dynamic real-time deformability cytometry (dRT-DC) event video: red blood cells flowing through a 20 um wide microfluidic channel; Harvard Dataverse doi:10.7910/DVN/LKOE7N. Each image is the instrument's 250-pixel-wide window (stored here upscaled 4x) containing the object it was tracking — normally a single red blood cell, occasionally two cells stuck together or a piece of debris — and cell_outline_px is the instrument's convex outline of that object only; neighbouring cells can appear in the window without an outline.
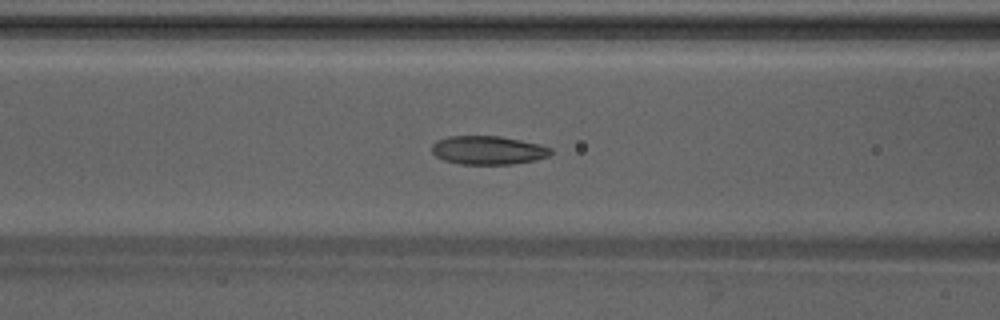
{"species": "Egyptian fruit bat (a non-hibernating species)", "species_latin": "Rousettus aegyptiacus", "temperature_condition": "warm", "stored_images_in_passage": 41, "camera_frame_rate_fps": 3000, "um_per_image_px": 0.085, "animal": {"sex": "male"}, "frame": {"image": 1, "passage_image": 13, "time_ms": 4.0, "image_size_px": [1000, 320], "cell_outline_px": [[552, 152], [548, 156], [536, 160], [512, 164], [460, 164], [444, 160], [436, 156], [432, 152], [432, 144], [436, 140], [448, 136], [500, 136], [520, 140], [552, 148]], "centroid_in_image_um": [41.46, 12.77], "position_along_channel_um": 125.1, "area_um2": 19.77}}
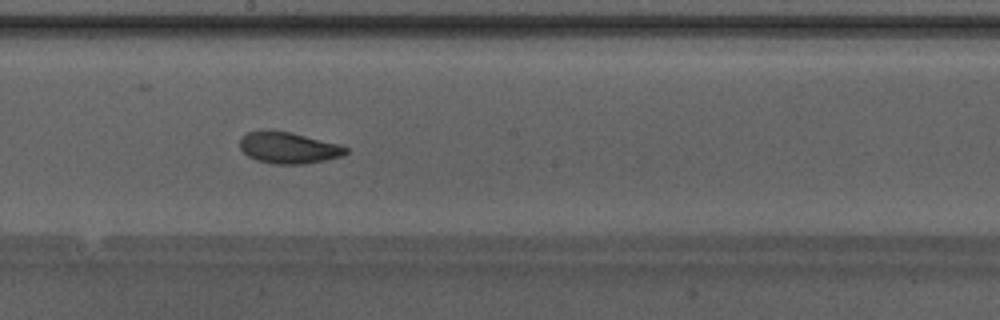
{"frame": {"image": 2, "passage_image": 20, "time_ms": 6.333, "image_size_px": [1000, 320], "cell_outline_px": [[348, 152], [340, 156], [324, 160], [300, 164], [272, 164], [256, 160], [248, 156], [240, 148], [240, 136], [248, 132], [272, 128], [340, 144], [348, 148]], "centroid_in_image_um": [24.47, 12.54], "position_along_channel_um": 223.7, "area_um2": 19.54}}
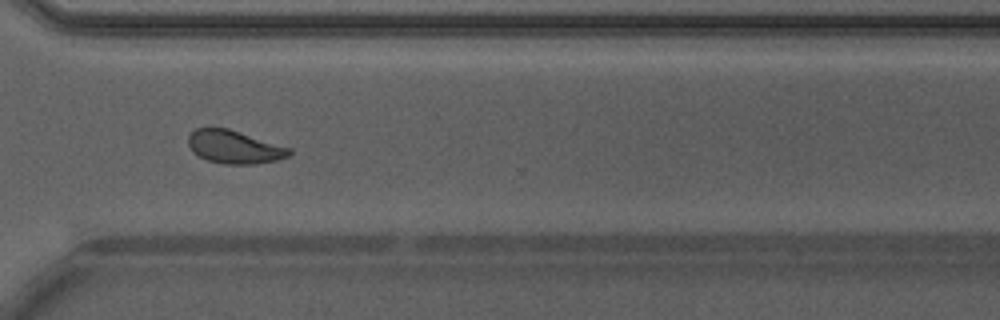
{"frame": {"image": 3, "passage_image": 29, "time_ms": 9.333, "image_size_px": [1000, 320], "cell_outline_px": [[292, 156], [276, 160], [252, 164], [224, 164], [208, 160], [192, 152], [188, 144], [188, 136], [196, 128], [228, 128], [292, 148]], "centroid_in_image_um": [19.95, 12.49], "position_along_channel_um": 350.7, "area_um2": 19.54}, "authors_computed_cell_mechanics": {"area_um2": 19.7676, "velocity_mm_per_s": 4.2331, "shape_relaxation_time_tau1_ms": 3.2001, "shape_relaxation_time_tau2_ms": 2.4079, "deformation_change_tau1": 0.1218, "deformation_change_tau2": 0.0623}}